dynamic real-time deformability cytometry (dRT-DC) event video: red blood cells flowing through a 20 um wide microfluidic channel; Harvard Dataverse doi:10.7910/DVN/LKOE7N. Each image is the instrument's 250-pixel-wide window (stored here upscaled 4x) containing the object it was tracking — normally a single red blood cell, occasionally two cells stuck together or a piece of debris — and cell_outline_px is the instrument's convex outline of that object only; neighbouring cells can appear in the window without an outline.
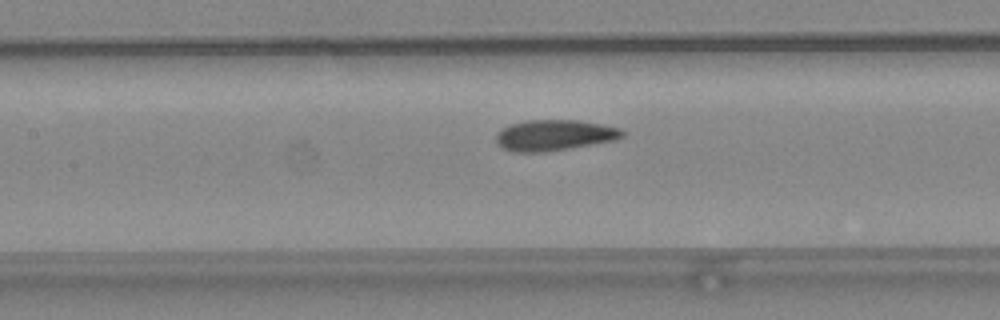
{"species": "common noctule bat (a hibernating species)", "species_latin": "Nyctalus noctula", "temperature_condition": "warm", "stored_images_in_passage": 48, "camera_frame_rate_fps": 3000, "um_per_image_px": 0.085, "animal": {"sex": "female", "body_mass_g": 24.6, "forearm_length_mm": 56.2}, "frame": {"image": 1, "passage_image": 22, "time_ms": 7.0, "image_size_px": [1000, 320], "cell_outline_px": [[624, 136], [616, 140], [544, 152], [516, 152], [504, 148], [496, 140], [496, 136], [504, 128], [512, 124], [524, 120], [576, 120], [600, 124], [620, 128], [624, 132]], "centroid_in_image_um": [47.15, 11.49], "position_along_channel_um": 160.2, "area_um2": 22.31}}
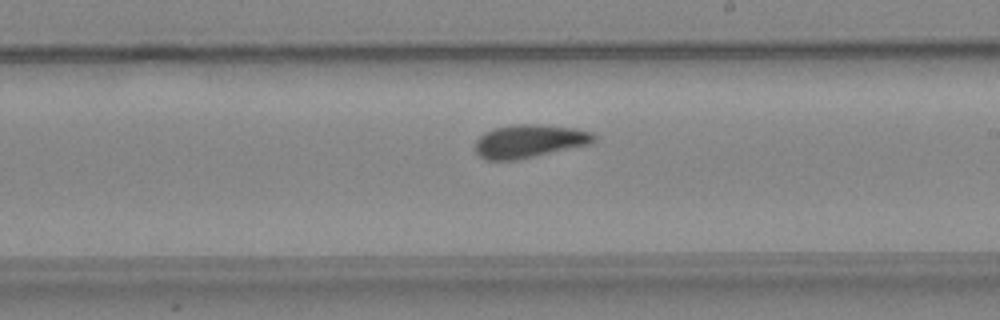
{"frame": {"image": 2, "passage_image": 28, "time_ms": 9.0, "image_size_px": [1000, 320], "cell_outline_px": [[596, 140], [592, 144], [516, 160], [484, 160], [476, 152], [476, 140], [484, 132], [492, 128], [520, 124], [540, 124], [576, 128], [592, 132], [596, 136]], "centroid_in_image_um": [45.02, 11.99], "position_along_channel_um": 244.0, "area_um2": 23.12}}
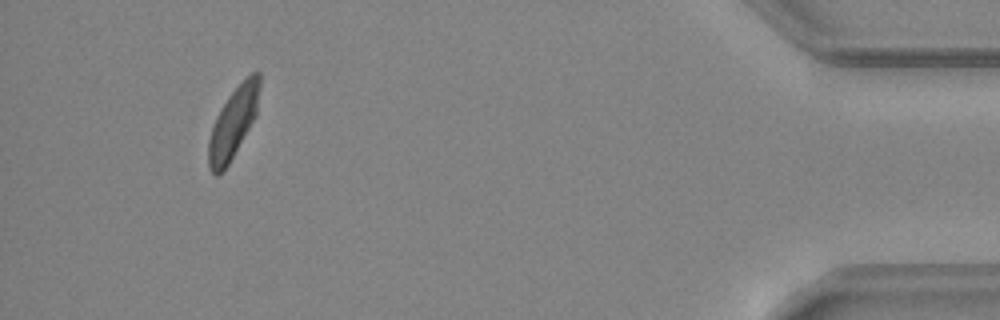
{"frame": {"image": 3, "passage_image": 45, "time_ms": 14.667, "image_size_px": [1000, 320], "cell_outline_px": [[260, 88], [256, 116], [228, 164], [216, 176], [208, 168], [208, 140], [216, 116], [228, 96], [252, 72], [260, 72]], "centroid_in_image_um": [19.82, 10.43], "position_along_channel_um": 415.4, "area_um2": 20.63}, "authors_computed_cell_mechanics": {"area_um2": 21.9929, "velocity_mm_per_s": 4.2199, "shape_relaxation_time_tau1_ms": 7.3167, "shape_relaxation_time_tau2_ms": 1.5697, "deformation_change_tau1": 0.164, "deformation_change_tau2": 0.0799}}